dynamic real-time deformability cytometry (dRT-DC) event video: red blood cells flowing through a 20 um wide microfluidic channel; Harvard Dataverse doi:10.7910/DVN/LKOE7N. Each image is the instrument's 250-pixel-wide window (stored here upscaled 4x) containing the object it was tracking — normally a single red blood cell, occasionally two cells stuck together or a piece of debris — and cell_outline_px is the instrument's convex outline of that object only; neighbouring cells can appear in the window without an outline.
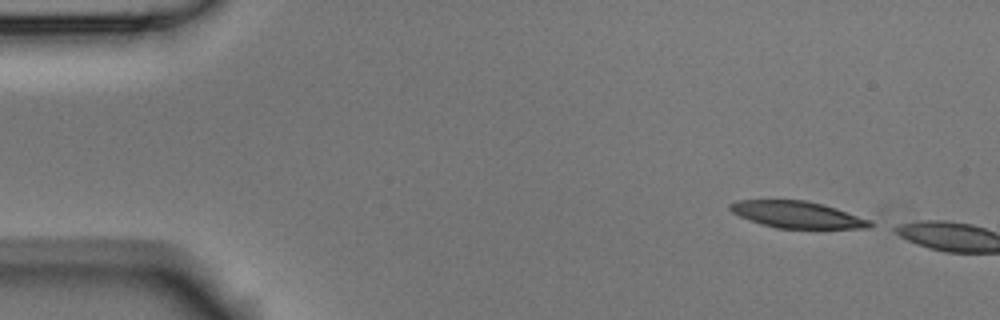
{"species": "Egyptian fruit bat (a non-hibernating species)", "species_latin": "Rousettus aegyptiacus", "temperature_condition": "room temperature", "stored_images_in_passage": 4, "camera_frame_rate_fps": 3000, "um_per_image_px": 0.085, "animal": {"sex": "male"}, "frame": {"image": 1, "passage_image": 1, "time_ms": 0.0, "image_size_px": [1000, 320], "cell_outline_px": [[872, 228], [776, 228], [740, 216], [732, 212], [728, 208], [728, 204], [736, 200], [804, 200], [824, 204], [836, 208], [868, 220], [872, 224]], "centroid_in_image_um": [67.72, 18.23], "position_along_channel_um": 17.3, "area_um2": 21.44}}